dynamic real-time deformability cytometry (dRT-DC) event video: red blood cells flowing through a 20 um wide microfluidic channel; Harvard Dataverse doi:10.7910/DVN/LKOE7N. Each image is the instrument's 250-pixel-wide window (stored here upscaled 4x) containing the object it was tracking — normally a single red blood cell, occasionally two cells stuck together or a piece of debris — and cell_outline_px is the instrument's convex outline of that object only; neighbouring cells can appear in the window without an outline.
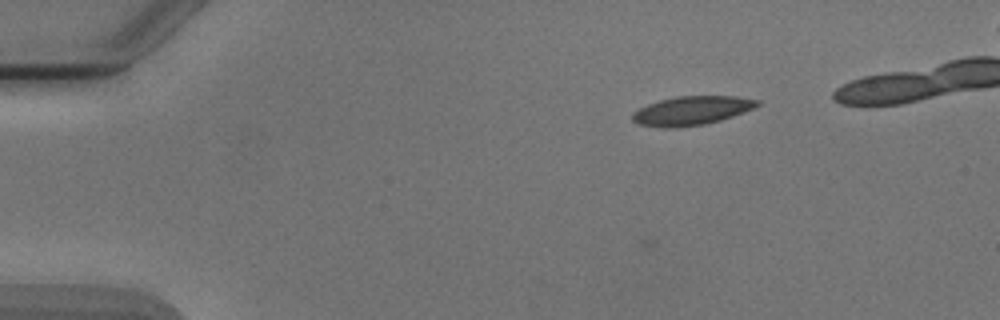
{"species": "Egyptian fruit bat (a non-hibernating species)", "species_latin": "Rousettus aegyptiacus", "temperature_condition": "cold", "stored_images_in_passage": 6, "camera_frame_rate_fps": 3000, "um_per_image_px": 0.085, "animal": {"sex": "male"}, "frame": {"image": 1, "passage_image": 3, "time_ms": 3.333, "image_size_px": [1000, 320], "cell_outline_px": [[760, 104], [752, 108], [732, 116], [720, 120], [704, 124], [676, 128], [664, 128], [640, 124], [632, 120], [632, 112], [648, 104], [660, 100], [676, 96], [736, 96], [760, 100]], "centroid_in_image_um": [58.77, 9.4], "position_along_channel_um": 26.2, "area_um2": 20.87}}